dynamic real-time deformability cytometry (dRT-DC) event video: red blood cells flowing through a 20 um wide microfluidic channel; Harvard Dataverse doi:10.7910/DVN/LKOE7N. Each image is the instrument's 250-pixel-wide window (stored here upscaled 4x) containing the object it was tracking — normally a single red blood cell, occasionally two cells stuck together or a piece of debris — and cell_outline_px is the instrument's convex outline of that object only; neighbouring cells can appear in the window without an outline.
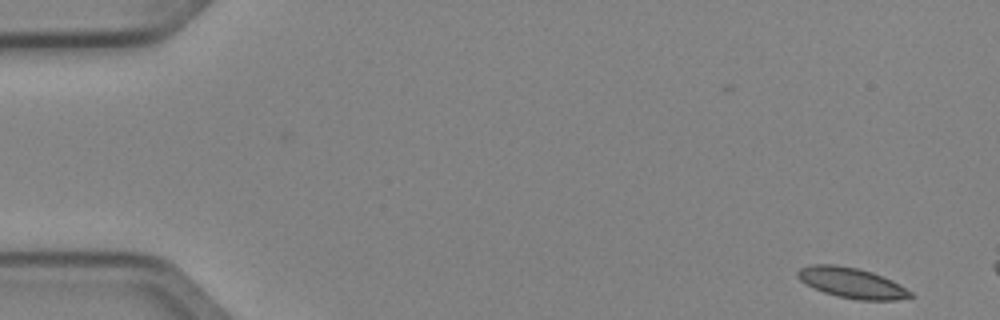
{"species": "Egyptian fruit bat (a non-hibernating species)", "species_latin": "Rousettus aegyptiacus", "temperature_condition": "cold", "stored_images_in_passage": 14, "camera_frame_rate_fps": 3000, "um_per_image_px": 0.085, "animal": {"sex": "female"}, "frame": {"image": 1, "passage_image": 1, "time_ms": 0.0, "image_size_px": [1000, 320], "cell_outline_px": [[916, 296], [896, 300], [860, 300], [836, 296], [824, 292], [800, 280], [796, 276], [796, 272], [800, 268], [812, 264], [836, 264], [856, 268], [872, 272], [892, 280], [900, 284], [912, 292]], "centroid_in_image_um": [72.43, 24.04], "position_along_channel_um": 12.6, "area_um2": 19.94}}